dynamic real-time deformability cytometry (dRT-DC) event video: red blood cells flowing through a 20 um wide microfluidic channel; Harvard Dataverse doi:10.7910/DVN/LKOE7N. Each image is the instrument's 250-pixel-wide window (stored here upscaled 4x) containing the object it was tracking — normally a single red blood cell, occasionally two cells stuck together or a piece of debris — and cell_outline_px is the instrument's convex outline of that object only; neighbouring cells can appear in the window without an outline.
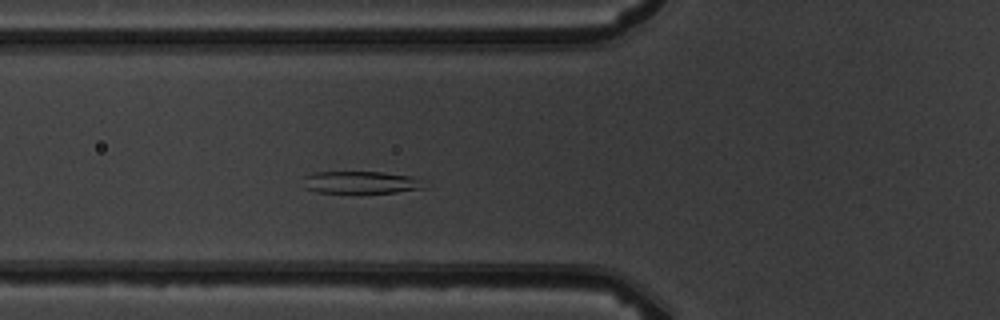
{"species": "common noctule bat (a hibernating species)", "species_latin": "Nyctalus noctula", "temperature_condition": "warm", "stored_images_in_passage": 4, "camera_frame_rate_fps": 3000, "um_per_image_px": 0.085, "animal": {"sex": "male", "body_mass_g": 19.5, "forearm_length_mm": 54.6}, "frame": {"image": 1, "passage_image": 4, "time_ms": 3.333, "image_size_px": [1000, 320], "cell_outline_px": [[428, 188], [396, 192], [316, 192], [304, 188], [304, 176], [312, 172], [384, 172], [412, 176], [420, 180]], "centroid_in_image_um": [30.68, 15.49], "position_along_channel_um": 95.1, "area_um2": 15.72}}